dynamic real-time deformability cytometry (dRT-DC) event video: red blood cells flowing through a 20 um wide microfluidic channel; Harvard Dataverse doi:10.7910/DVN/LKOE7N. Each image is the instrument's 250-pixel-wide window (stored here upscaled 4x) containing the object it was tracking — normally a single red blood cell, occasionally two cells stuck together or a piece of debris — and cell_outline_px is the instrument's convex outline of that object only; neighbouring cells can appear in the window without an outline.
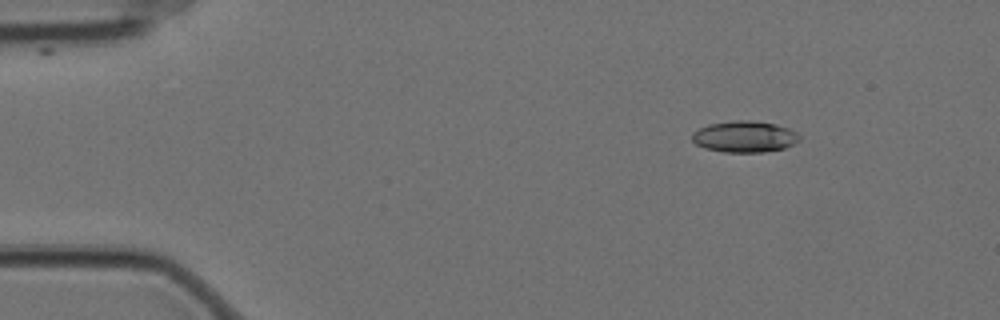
{"species": "Egyptian fruit bat (a non-hibernating species)", "species_latin": "Rousettus aegyptiacus", "temperature_condition": "cold", "stored_images_in_passage": 6, "camera_frame_rate_fps": 3000, "um_per_image_px": 0.085, "animal": {"sex": "female"}, "frame": {"image": 1, "passage_image": 3, "time_ms": 0.667, "image_size_px": [1000, 320], "cell_outline_px": [[800, 140], [784, 148], [764, 152], [724, 152], [704, 148], [696, 144], [692, 140], [692, 132], [708, 124], [736, 120], [752, 120], [776, 124], [788, 128], [796, 132], [800, 136]], "centroid_in_image_um": [63.28, 11.61], "position_along_channel_um": 21.7, "area_um2": 19.65}}
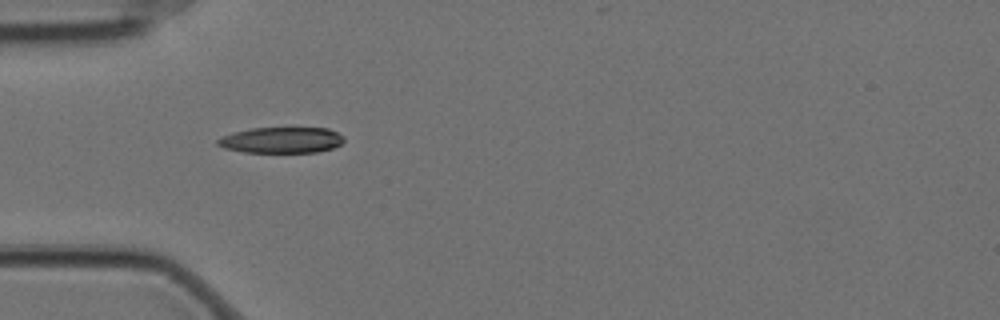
{"frame": {"image": 2, "passage_image": 5, "time_ms": 1.333, "image_size_px": [1000, 320], "cell_outline_px": [[344, 140], [340, 144], [332, 148], [316, 152], [244, 152], [224, 148], [216, 144], [216, 140], [220, 136], [232, 132], [252, 128], [288, 124], [328, 128], [344, 136]], "centroid_in_image_um": [23.92, 11.84], "position_along_channel_um": 61.1, "area_um2": 20.23}}
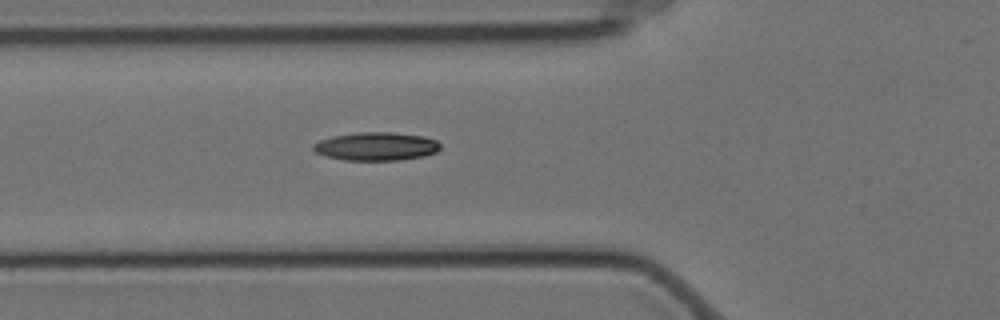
{"frame": {"image": 3, "passage_image": 6, "time_ms": 1.667, "image_size_px": [1000, 320], "cell_outline_px": [[440, 148], [436, 152], [424, 156], [400, 160], [344, 160], [324, 156], [316, 152], [312, 148], [312, 144], [320, 140], [332, 136], [356, 132], [392, 132], [424, 136], [436, 140], [440, 144]], "centroid_in_image_um": [31.96, 12.44], "position_along_channel_um": 93.8, "area_um2": 21.1}}